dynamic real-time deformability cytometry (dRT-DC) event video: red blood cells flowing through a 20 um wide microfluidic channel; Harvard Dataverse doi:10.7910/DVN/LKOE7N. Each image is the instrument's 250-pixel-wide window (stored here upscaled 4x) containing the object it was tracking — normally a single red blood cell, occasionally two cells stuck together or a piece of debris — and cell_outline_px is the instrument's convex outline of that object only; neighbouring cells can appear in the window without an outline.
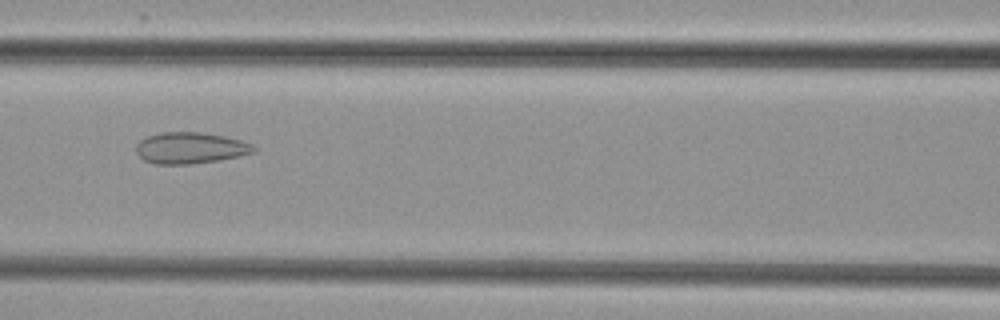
{"species": "common noctule bat (a hibernating species)", "species_latin": "Nyctalus noctula", "temperature_condition": "cold", "stored_images_in_passage": 8, "camera_frame_rate_fps": 3000, "um_per_image_px": 0.085, "animal": {"sex": "female", "body_mass_g": 29.2, "forearm_length_mm": 56.3}, "frame": {"image": 1, "passage_image": 6, "time_ms": 6.667, "image_size_px": [1000, 320], "cell_outline_px": [[256, 152], [220, 160], [188, 164], [152, 164], [144, 160], [136, 152], [136, 144], [140, 140], [148, 136], [160, 132], [200, 132], [224, 136], [240, 140], [252, 144], [256, 148]], "centroid_in_image_um": [16.17, 12.58], "position_along_channel_um": 150.4, "area_um2": 21.5}}
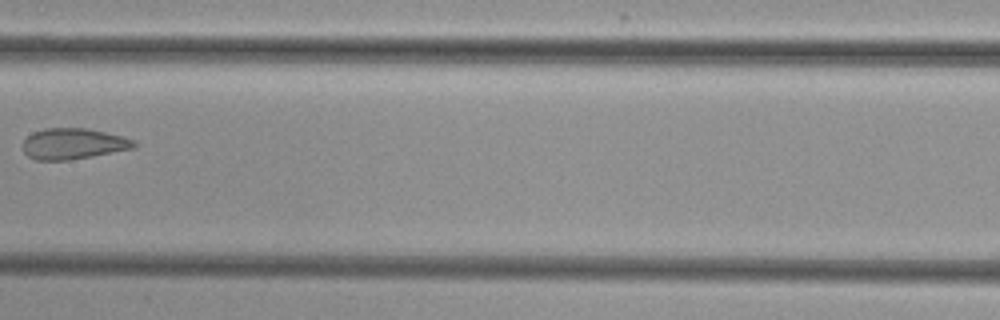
{"frame": {"image": 2, "passage_image": 7, "time_ms": 8.0, "image_size_px": [1000, 320], "cell_outline_px": [[136, 148], [92, 156], [68, 160], [36, 160], [28, 156], [24, 152], [20, 144], [32, 132], [44, 128], [88, 128], [124, 136], [136, 140]], "centroid_in_image_um": [6.23, 12.21], "position_along_channel_um": 201.2, "area_um2": 20.35}}
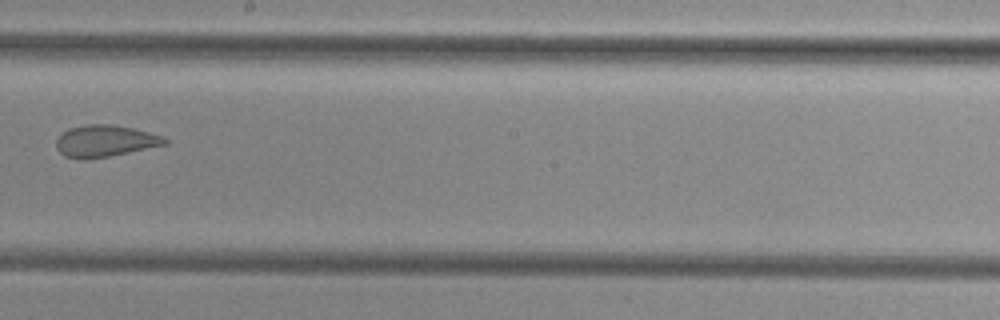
{"frame": {"image": 3, "passage_image": 8, "time_ms": 9.0, "image_size_px": [1000, 320], "cell_outline_px": [[168, 144], [108, 156], [84, 160], [64, 156], [56, 148], [56, 140], [68, 128], [88, 124], [112, 124], [132, 128], [164, 136], [168, 140]], "centroid_in_image_um": [8.92, 11.98], "position_along_channel_um": 239.3, "area_um2": 20.0}}